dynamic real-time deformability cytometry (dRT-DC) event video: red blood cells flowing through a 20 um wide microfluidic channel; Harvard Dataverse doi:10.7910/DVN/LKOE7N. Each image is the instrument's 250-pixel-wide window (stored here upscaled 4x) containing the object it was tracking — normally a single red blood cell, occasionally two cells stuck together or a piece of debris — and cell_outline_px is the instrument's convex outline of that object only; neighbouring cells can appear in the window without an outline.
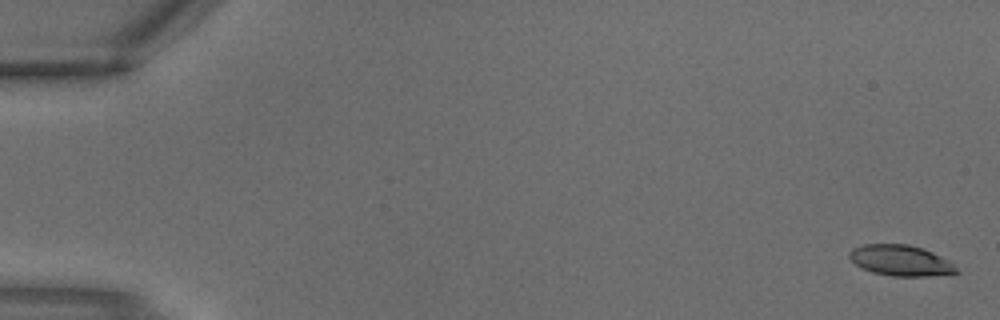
{"species": "common noctule bat (a hibernating species)", "species_latin": "Nyctalus noctula", "temperature_condition": "warm", "stored_images_in_passage": 2, "camera_frame_rate_fps": 3000, "um_per_image_px": 0.085, "animal": {"sex": "male", "body_mass_g": 18.8}, "frame": {"image": 1, "passage_image": 1, "time_ms": 0.0, "image_size_px": [1000, 320], "cell_outline_px": [[960, 272], [928, 276], [892, 276], [872, 272], [860, 268], [848, 256], [848, 252], [852, 248], [864, 244], [908, 244], [924, 248], [932, 252], [952, 264]], "centroid_in_image_um": [76.49, 22.13], "position_along_channel_um": 8.5, "area_um2": 19.07}}
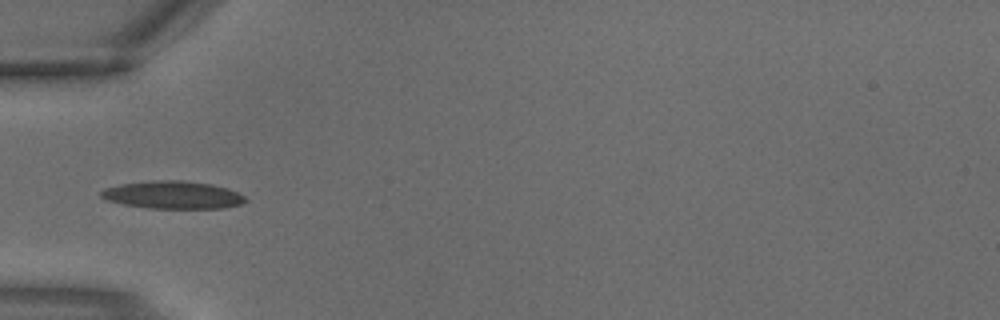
{"frame": {"image": 2, "passage_image": 2, "time_ms": 0.333, "image_size_px": [1000, 320], "cell_outline_px": [[248, 200], [240, 204], [224, 208], [148, 208], [124, 204], [108, 200], [100, 196], [100, 192], [104, 188], [120, 184], [152, 180], [180, 180], [212, 184], [228, 188], [244, 196]], "centroid_in_image_um": [14.69, 16.56], "position_along_channel_um": 70.3, "area_um2": 23.24}}